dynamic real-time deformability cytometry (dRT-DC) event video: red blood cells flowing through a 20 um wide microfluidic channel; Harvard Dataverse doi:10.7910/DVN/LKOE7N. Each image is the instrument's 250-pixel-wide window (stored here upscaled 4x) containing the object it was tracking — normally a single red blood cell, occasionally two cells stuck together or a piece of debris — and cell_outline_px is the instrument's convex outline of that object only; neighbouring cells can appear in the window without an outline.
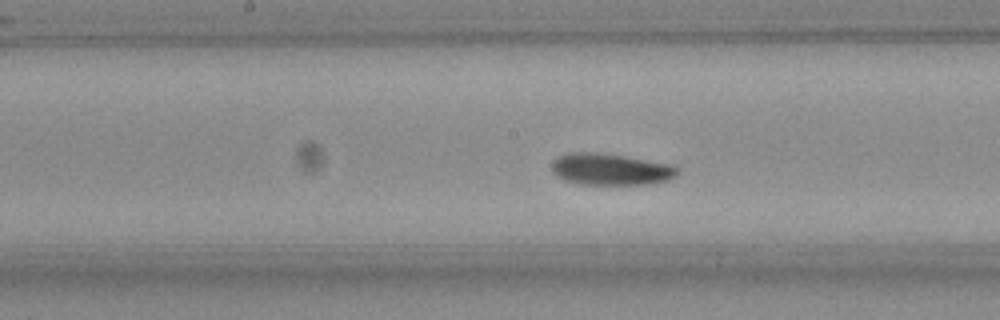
{"species": "Egyptian fruit bat (a non-hibernating species)", "species_latin": "Rousettus aegyptiacus", "temperature_condition": "room temperature", "stored_images_in_passage": 50, "camera_frame_rate_fps": 3000, "um_per_image_px": 0.085, "frame": {"image": 1, "passage_image": 22, "time_ms": 7.0, "image_size_px": [1000, 320], "cell_outline_px": [[676, 176], [668, 180], [648, 184], [576, 184], [564, 180], [556, 176], [552, 172], [552, 164], [560, 156], [568, 152], [596, 152], [624, 156], [668, 164], [676, 168]], "centroid_in_image_um": [51.84, 14.4], "position_along_channel_um": 196.4, "area_um2": 22.89}}
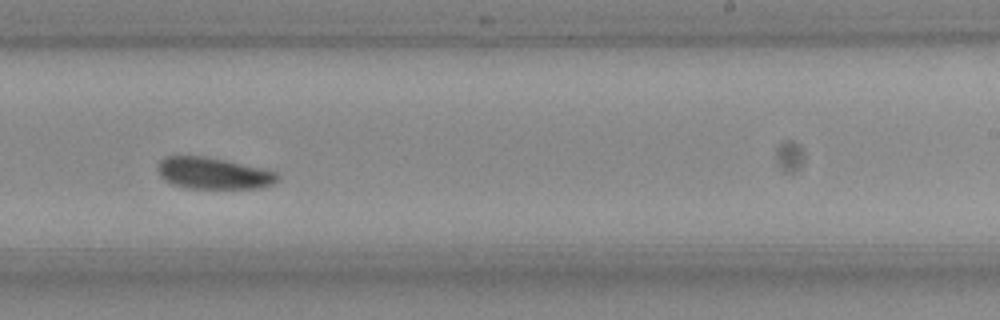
{"frame": {"image": 2, "passage_image": 28, "time_ms": 9.0, "image_size_px": [1000, 320], "cell_outline_px": [[280, 180], [272, 184], [260, 188], [184, 188], [172, 184], [164, 180], [160, 176], [156, 168], [160, 160], [164, 156], [204, 156], [224, 160], [260, 168], [276, 172], [280, 176]], "centroid_in_image_um": [18.1, 14.73], "position_along_channel_um": 270.9, "area_um2": 22.08}}
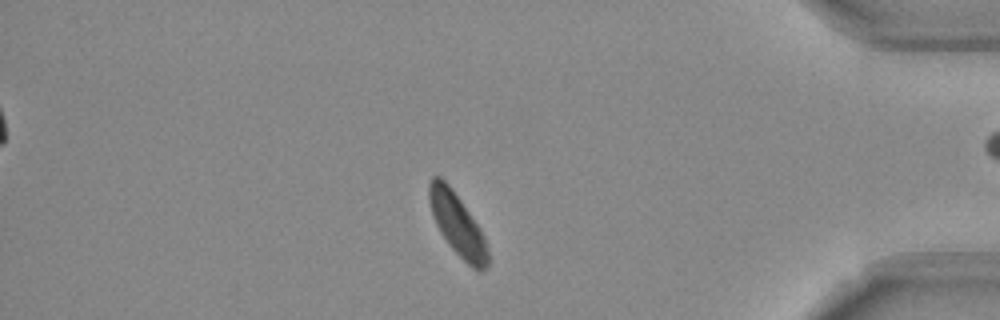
{"frame": {"image": 3, "passage_image": 41, "time_ms": 13.333, "image_size_px": [1000, 320], "cell_outline_px": [[488, 264], [480, 272], [476, 272], [448, 244], [440, 232], [436, 224], [428, 200], [428, 184], [432, 176], [440, 176], [448, 184], [460, 200], [480, 228], [488, 248]], "centroid_in_image_um": [38.87, 19.08], "position_along_channel_um": 396.3, "area_um2": 21.04}, "authors_computed_cell_mechanics": {"area_um2": 22.3975, "velocity_mm_per_s": 3.745, "shape_relaxation_time_tau1_ms": 2.2665, "shape_relaxation_time_tau2_ms": null, "deformation_change_tau1": 0.0778, "deformation_change_tau2": null}}